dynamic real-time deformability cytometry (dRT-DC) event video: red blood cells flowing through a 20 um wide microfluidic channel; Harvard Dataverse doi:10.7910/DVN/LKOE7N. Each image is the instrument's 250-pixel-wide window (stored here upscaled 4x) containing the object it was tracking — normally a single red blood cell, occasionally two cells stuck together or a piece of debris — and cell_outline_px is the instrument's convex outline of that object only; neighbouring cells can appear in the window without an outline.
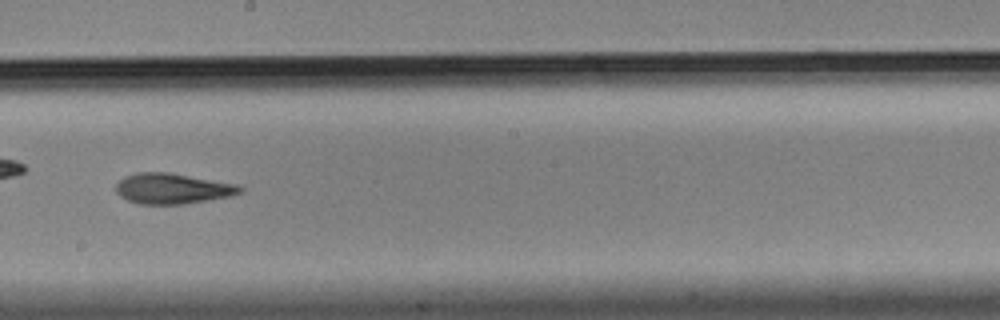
{"species": "Egyptian fruit bat (a non-hibernating species)", "species_latin": "Rousettus aegyptiacus", "temperature_condition": "cold", "stored_images_in_passage": 56, "camera_frame_rate_fps": 3000, "um_per_image_px": 0.085, "animal": {"sex": "male"}, "frame": {"image": 1, "passage_image": 32, "time_ms": 10.333, "image_size_px": [1000, 320], "cell_outline_px": [[244, 192], [232, 196], [184, 204], [140, 204], [128, 200], [120, 196], [116, 192], [116, 184], [124, 176], [136, 172], [168, 172], [240, 184], [244, 188]], "centroid_in_image_um": [14.71, 16.02], "position_along_channel_um": 233.5, "area_um2": 22.37}, "authors_computed_cell_mechanics": {"area_um2": 22.3975, "velocity_mm_per_s": 3.4645, "shape_relaxation_time_tau1_ms": null, "shape_relaxation_time_tau2_ms": 3.5352, "deformation_change_tau1": null, "deformation_change_tau2": 0.1149}}